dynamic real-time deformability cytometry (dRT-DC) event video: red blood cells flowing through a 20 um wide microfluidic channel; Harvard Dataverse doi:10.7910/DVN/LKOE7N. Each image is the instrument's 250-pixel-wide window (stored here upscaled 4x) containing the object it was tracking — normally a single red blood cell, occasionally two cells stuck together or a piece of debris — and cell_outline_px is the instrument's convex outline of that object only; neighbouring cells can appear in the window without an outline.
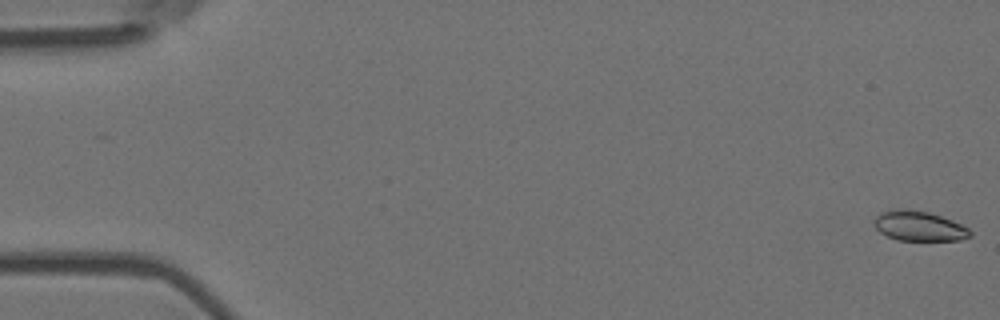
{"species": "Egyptian fruit bat (a non-hibernating species)", "species_latin": "Rousettus aegyptiacus", "temperature_condition": "room temperature", "stored_images_in_passage": 56, "camera_frame_rate_fps": 3000, "um_per_image_px": 0.085, "animal": {"sex": "female"}, "frame": {"image": 1, "passage_image": 1, "time_ms": 0.0, "image_size_px": [1000, 320], "cell_outline_px": [[972, 236], [960, 240], [896, 240], [880, 232], [876, 228], [872, 220], [880, 212], [892, 208], [908, 208], [928, 212], [952, 220], [968, 228], [972, 232]], "centroid_in_image_um": [78.08, 19.19], "position_along_channel_um": 6.9, "area_um2": 16.94}}
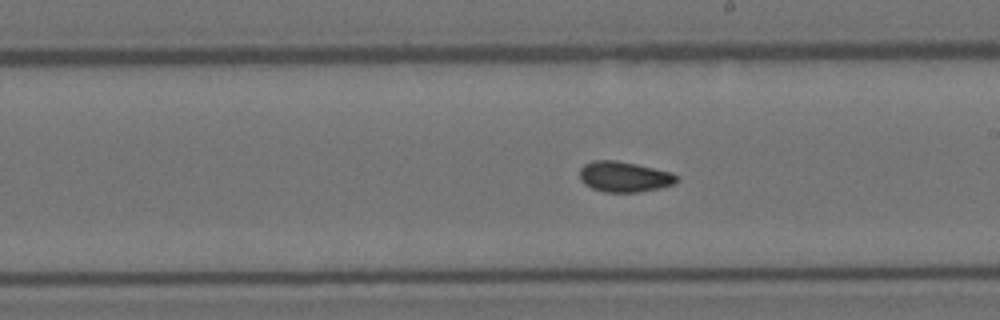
{"frame": {"image": 2, "passage_image": 32, "time_ms": 10.333, "image_size_px": [1000, 320], "cell_outline_px": [[680, 180], [672, 184], [660, 188], [636, 192], [604, 192], [592, 188], [584, 184], [580, 180], [580, 168], [584, 164], [592, 160], [616, 160], [636, 164], [672, 172], [680, 176]], "centroid_in_image_um": [53.07, 15.02], "position_along_channel_um": 235.9, "area_um2": 17.4}}
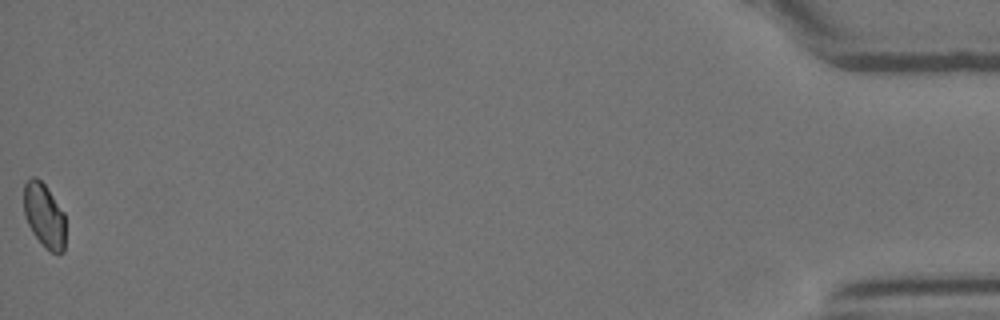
{"frame": {"image": 3, "passage_image": 56, "time_ms": 18.333, "image_size_px": [1000, 320], "cell_outline_px": [[64, 252], [52, 252], [32, 232], [24, 216], [24, 184], [32, 176], [36, 176], [44, 184], [64, 212]], "centroid_in_image_um": [3.74, 18.27], "position_along_channel_um": 431.5, "area_um2": 15.26}, "authors_computed_cell_mechanics": {"area_um2": 16.9354, "velocity_mm_per_s": 3.6626, "shape_relaxation_time_tau1_ms": null, "shape_relaxation_time_tau2_ms": 2.4585, "deformation_change_tau1": null, "deformation_change_tau2": 0.0554}}